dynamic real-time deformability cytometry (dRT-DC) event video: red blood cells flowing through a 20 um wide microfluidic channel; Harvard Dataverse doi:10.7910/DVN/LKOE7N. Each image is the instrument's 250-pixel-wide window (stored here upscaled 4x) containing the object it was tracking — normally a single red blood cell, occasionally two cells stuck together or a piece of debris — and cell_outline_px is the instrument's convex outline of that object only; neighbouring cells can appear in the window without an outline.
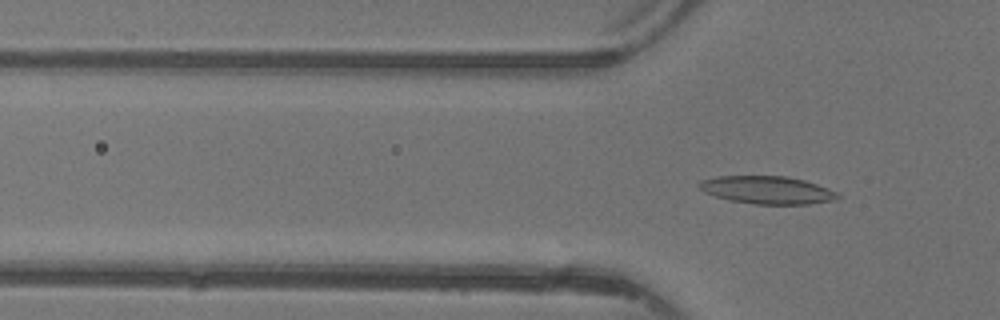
{"species": "common noctule bat (a hibernating species)", "species_latin": "Nyctalus noctula", "temperature_condition": "warm", "stored_images_in_passage": 15, "camera_frame_rate_fps": 3000, "um_per_image_px": 0.085, "animal": {"sex": "female"}, "frame": {"image": 1, "passage_image": 15, "time_ms": 4.667, "image_size_px": [1000, 320], "cell_outline_px": [[840, 196], [836, 200], [808, 204], [756, 204], [732, 200], [716, 196], [704, 192], [696, 184], [700, 180], [716, 176], [788, 176], [804, 180], [828, 188], [836, 192]], "centroid_in_image_um": [65.21, 16.14], "position_along_channel_um": 60.6, "area_um2": 22.37}}